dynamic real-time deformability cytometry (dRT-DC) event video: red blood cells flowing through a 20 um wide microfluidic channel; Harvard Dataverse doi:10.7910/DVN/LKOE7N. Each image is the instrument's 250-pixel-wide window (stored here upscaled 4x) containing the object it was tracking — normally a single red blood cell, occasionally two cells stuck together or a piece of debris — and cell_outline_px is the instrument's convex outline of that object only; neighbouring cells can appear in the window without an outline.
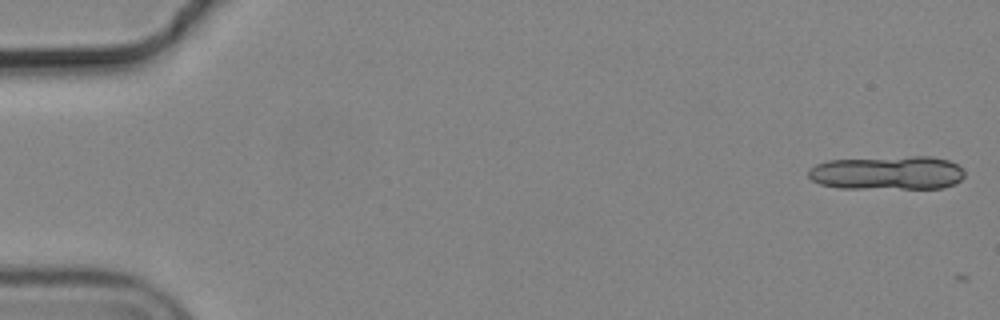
{"species": "common noctule bat (a hibernating species)", "species_latin": "Nyctalus noctula", "temperature_condition": "cold", "stored_images_in_passage": 3, "camera_frame_rate_fps": 3000, "um_per_image_px": 0.085, "animal": {"sex": "male", "body_mass_g": 19.2, "forearm_length_mm": 51.8}, "frame": {"image": 1, "passage_image": 1, "time_ms": 0.0, "image_size_px": [1000, 320], "cell_outline_px": [[964, 176], [956, 184], [944, 188], [840, 188], [820, 184], [812, 180], [808, 176], [808, 172], [816, 164], [828, 160], [912, 156], [932, 156], [948, 160], [956, 164], [964, 172]], "centroid_in_image_um": [75.45, 14.69], "position_along_channel_um": 9.5, "area_um2": 30.81}}